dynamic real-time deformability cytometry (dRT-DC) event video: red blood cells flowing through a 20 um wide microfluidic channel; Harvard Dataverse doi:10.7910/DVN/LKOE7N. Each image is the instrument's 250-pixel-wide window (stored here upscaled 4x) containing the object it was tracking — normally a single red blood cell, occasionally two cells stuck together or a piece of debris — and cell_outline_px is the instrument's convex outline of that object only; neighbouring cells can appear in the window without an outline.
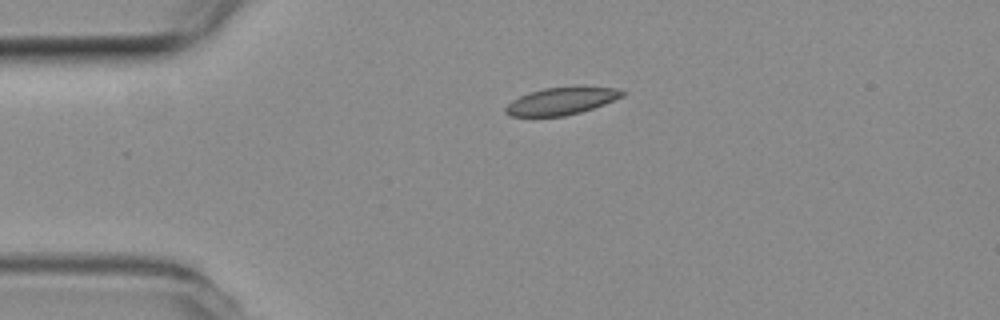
{"species": "common noctule bat (a hibernating species)", "species_latin": "Nyctalus noctula", "temperature_condition": "room temperature", "stored_images_in_passage": 1, "camera_frame_rate_fps": 3000, "um_per_image_px": 0.085, "animal": {"sex": "female", "body_mass_g": 19.3, "forearm_length_mm": 54.1}, "frame": {"image": 1, "passage_image": 1, "time_ms": 0.0, "image_size_px": [1000, 320], "cell_outline_px": [[628, 92], [624, 96], [604, 104], [580, 112], [564, 116], [508, 116], [504, 112], [504, 108], [512, 100], [520, 96], [544, 88], [616, 88]], "centroid_in_image_um": [47.69, 8.61], "position_along_channel_um": 37.3, "area_um2": 18.09}}